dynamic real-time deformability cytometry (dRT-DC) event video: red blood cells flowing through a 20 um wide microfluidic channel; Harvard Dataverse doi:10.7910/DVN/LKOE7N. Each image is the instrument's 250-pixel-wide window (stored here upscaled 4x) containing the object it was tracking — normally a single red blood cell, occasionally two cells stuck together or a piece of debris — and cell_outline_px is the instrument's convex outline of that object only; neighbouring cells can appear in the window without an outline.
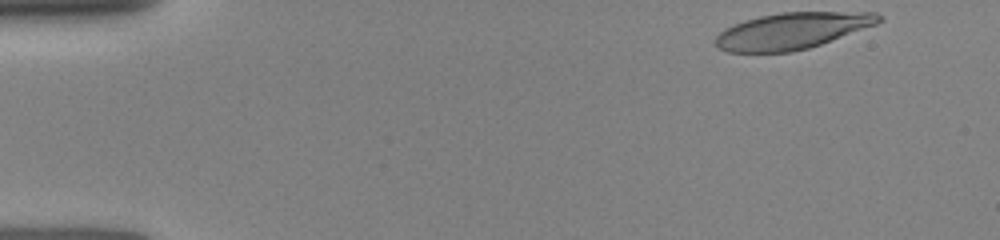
{"species": "human", "species_latin": "Homo sapiens", "temperature_condition": "room temperature", "stored_images_in_passage": 4, "camera_frame_rate_fps": 3000, "um_per_image_px": 0.085, "donor": {"sex": "female"}, "frame": {"image": 1, "passage_image": 1, "time_ms": 0.0, "image_size_px": [1000, 240], "cell_outline_px": [[884, 20], [876, 24], [820, 44], [808, 48], [792, 52], [728, 52], [720, 48], [716, 44], [716, 36], [724, 28], [744, 20], [760, 16], [780, 12], [876, 12], [884, 16]], "centroid_in_image_um": [67.34, 2.61], "position_along_channel_um": 17.7, "area_um2": 34.51}}